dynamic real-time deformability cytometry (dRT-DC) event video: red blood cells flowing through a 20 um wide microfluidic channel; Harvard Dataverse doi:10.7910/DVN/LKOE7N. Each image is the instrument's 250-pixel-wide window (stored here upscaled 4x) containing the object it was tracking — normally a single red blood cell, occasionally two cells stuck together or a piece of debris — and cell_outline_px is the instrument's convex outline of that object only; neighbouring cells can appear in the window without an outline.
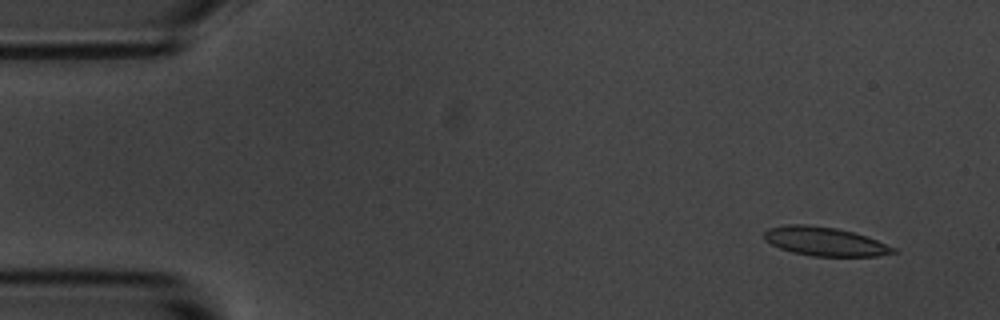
{"species": "common noctule bat (a hibernating species)", "species_latin": "Nyctalus noctula", "temperature_condition": "room temperature", "stored_images_in_passage": 9, "camera_frame_rate_fps": 3000, "um_per_image_px": 0.085, "animal": {"sex": "male", "body_mass_g": 20.1, "forearm_length_mm": 53.5}, "frame": {"image": 1, "passage_image": 1, "time_ms": 0.0, "image_size_px": [1000, 320], "cell_outline_px": [[900, 252], [876, 256], [812, 256], [792, 252], [780, 248], [764, 240], [764, 232], [768, 228], [788, 224], [804, 224], [836, 228], [852, 232], [876, 240], [896, 248]], "centroid_in_image_um": [70.1, 20.53], "position_along_channel_um": 14.9, "area_um2": 21.56}}
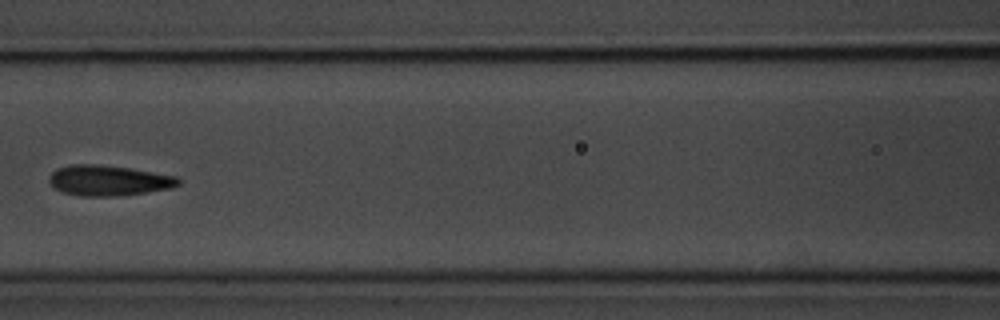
{"frame": {"image": 2, "passage_image": 6, "time_ms": 1.667, "image_size_px": [1000, 320], "cell_outline_px": [[180, 184], [172, 188], [148, 192], [116, 196], [80, 196], [64, 192], [52, 188], [48, 180], [48, 176], [56, 168], [72, 164], [96, 164], [128, 168], [176, 176], [180, 180]], "centroid_in_image_um": [9.18, 15.34], "position_along_channel_um": 157.4, "area_um2": 23.0}}
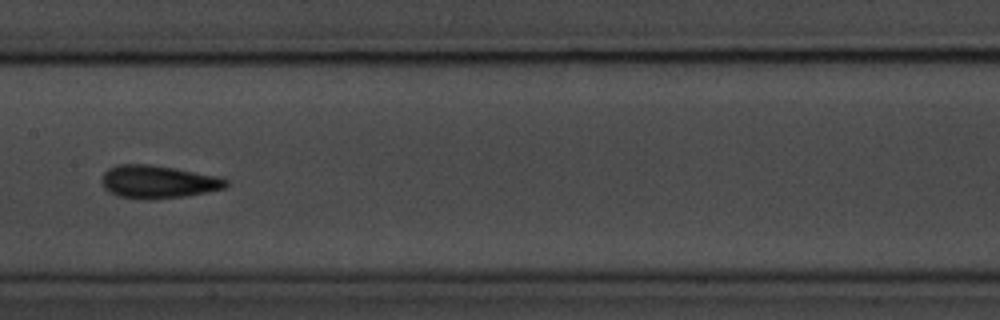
{"frame": {"image": 3, "passage_image": 7, "time_ms": 2.0, "image_size_px": [1000, 320], "cell_outline_px": [[228, 184], [224, 188], [188, 196], [148, 200], [144, 200], [116, 196], [108, 192], [104, 188], [100, 180], [104, 172], [108, 168], [116, 164], [148, 164], [176, 168], [216, 176], [228, 180]], "centroid_in_image_um": [13.37, 15.46], "position_along_channel_um": 194.0, "area_um2": 24.16}}